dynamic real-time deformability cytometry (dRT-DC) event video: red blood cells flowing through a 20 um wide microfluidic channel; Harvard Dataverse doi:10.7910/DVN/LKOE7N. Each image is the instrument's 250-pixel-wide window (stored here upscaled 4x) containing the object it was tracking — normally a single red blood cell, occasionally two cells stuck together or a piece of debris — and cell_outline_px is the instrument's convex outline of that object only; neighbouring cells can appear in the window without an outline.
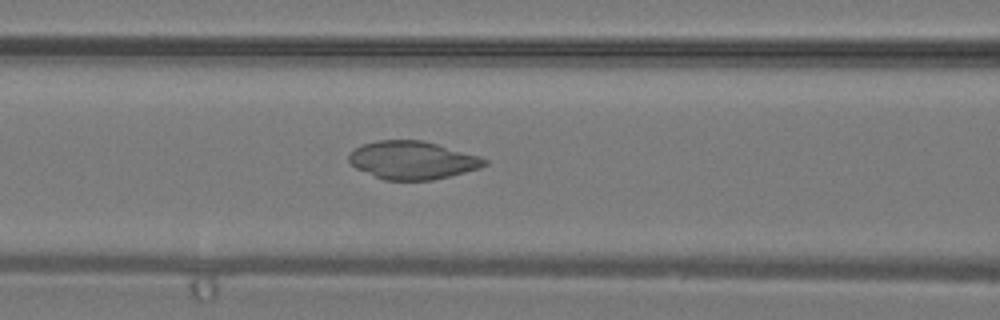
{"species": "common noctule bat (a hibernating species)", "species_latin": "Nyctalus noctula", "temperature_condition": "warm", "stored_images_in_passage": 30, "camera_frame_rate_fps": 3000, "um_per_image_px": 0.085, "animal": {"sex": "male", "body_mass_g": 19.2, "forearm_length_mm": 51.8}, "frame": {"image": 1, "passage_image": 10, "time_ms": 3.0, "image_size_px": [1000, 320], "cell_outline_px": [[488, 164], [480, 168], [432, 180], [384, 180], [356, 168], [348, 160], [348, 156], [356, 148], [364, 144], [376, 140], [420, 140], [436, 144], [480, 156], [488, 160]], "centroid_in_image_um": [35.07, 13.62], "position_along_channel_um": 131.5, "area_um2": 29.77}}
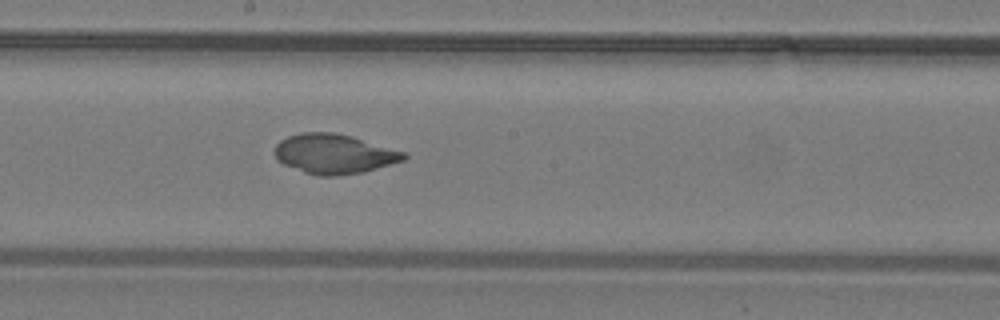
{"frame": {"image": 2, "passage_image": 15, "time_ms": 4.667, "image_size_px": [1000, 320], "cell_outline_px": [[408, 156], [404, 160], [364, 172], [336, 176], [316, 176], [304, 172], [284, 164], [276, 160], [276, 144], [280, 140], [288, 136], [300, 132], [336, 132], [352, 136], [404, 152]], "centroid_in_image_um": [28.38, 13.08], "position_along_channel_um": 219.8, "area_um2": 29.82}}
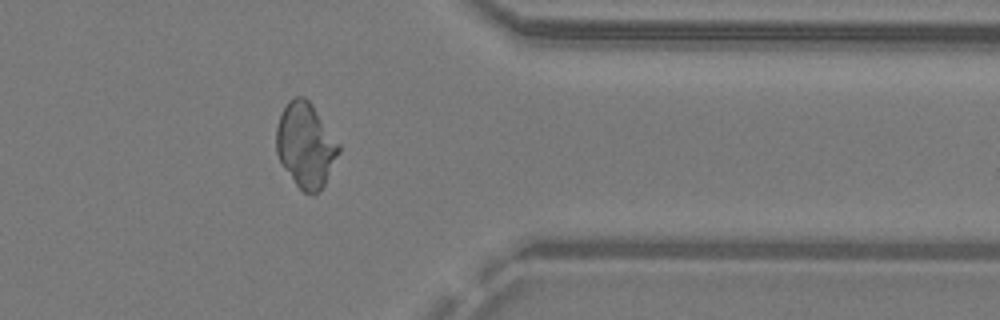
{"frame": {"image": 3, "passage_image": 25, "time_ms": 8.0, "image_size_px": [1000, 320], "cell_outline_px": [[340, 152], [324, 184], [312, 196], [304, 192], [296, 184], [284, 168], [276, 152], [276, 128], [280, 116], [288, 100], [296, 96], [304, 96], [312, 104], [340, 144]], "centroid_in_image_um": [25.98, 12.32], "position_along_channel_um": 385.4, "area_um2": 30.63}}